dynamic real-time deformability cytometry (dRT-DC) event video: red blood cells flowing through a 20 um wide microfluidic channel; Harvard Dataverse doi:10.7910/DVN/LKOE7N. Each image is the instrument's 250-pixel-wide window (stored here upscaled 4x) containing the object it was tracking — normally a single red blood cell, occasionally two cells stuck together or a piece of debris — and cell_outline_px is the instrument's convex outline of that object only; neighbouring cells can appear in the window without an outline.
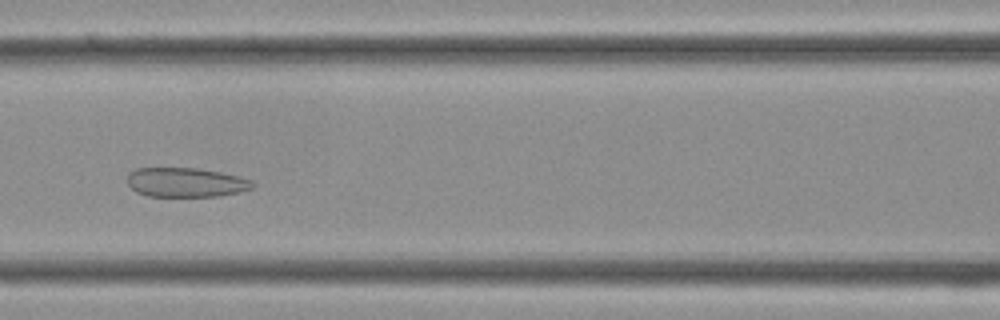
{"species": "Egyptian fruit bat (a non-hibernating species)", "species_latin": "Rousettus aegyptiacus", "temperature_condition": "cold", "stored_images_in_passage": 27, "camera_frame_rate_fps": 3000, "um_per_image_px": 0.085, "frame": {"image": 1, "passage_image": 6, "time_ms": 1.667, "image_size_px": [1000, 320], "cell_outline_px": [[256, 184], [252, 188], [236, 192], [216, 196], [148, 196], [136, 192], [128, 184], [128, 172], [136, 168], [196, 168], [220, 172], [252, 180]], "centroid_in_image_um": [15.76, 15.49], "position_along_channel_um": 150.8, "area_um2": 21.27}}
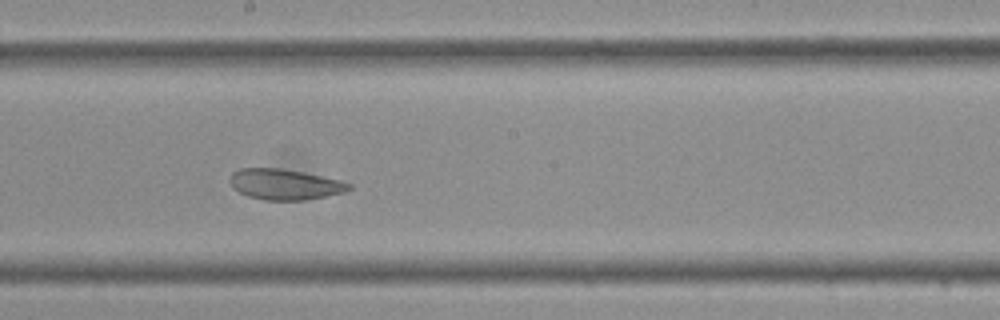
{"frame": {"image": 2, "passage_image": 10, "time_ms": 3.0, "image_size_px": [1000, 320], "cell_outline_px": [[352, 188], [344, 192], [304, 200], [264, 200], [248, 196], [232, 188], [232, 172], [240, 168], [280, 168], [340, 180], [352, 184]], "centroid_in_image_um": [24.21, 15.67], "position_along_channel_um": 224.0, "area_um2": 20.92}}
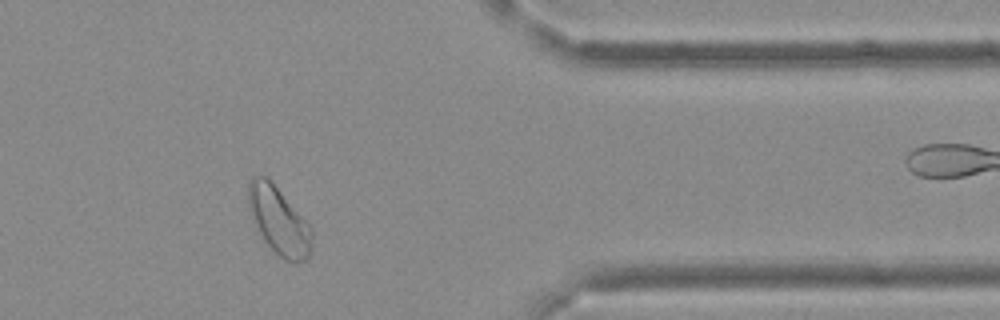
{"frame": {"image": 3, "passage_image": 20, "time_ms": 6.333, "image_size_px": [1000, 320], "cell_outline_px": [[312, 252], [304, 260], [296, 264], [284, 260], [264, 240], [252, 224], [248, 208], [248, 184], [252, 176], [268, 176], [312, 228]], "centroid_in_image_um": [23.68, 18.76], "position_along_channel_um": 387.7, "area_um2": 25.37}}